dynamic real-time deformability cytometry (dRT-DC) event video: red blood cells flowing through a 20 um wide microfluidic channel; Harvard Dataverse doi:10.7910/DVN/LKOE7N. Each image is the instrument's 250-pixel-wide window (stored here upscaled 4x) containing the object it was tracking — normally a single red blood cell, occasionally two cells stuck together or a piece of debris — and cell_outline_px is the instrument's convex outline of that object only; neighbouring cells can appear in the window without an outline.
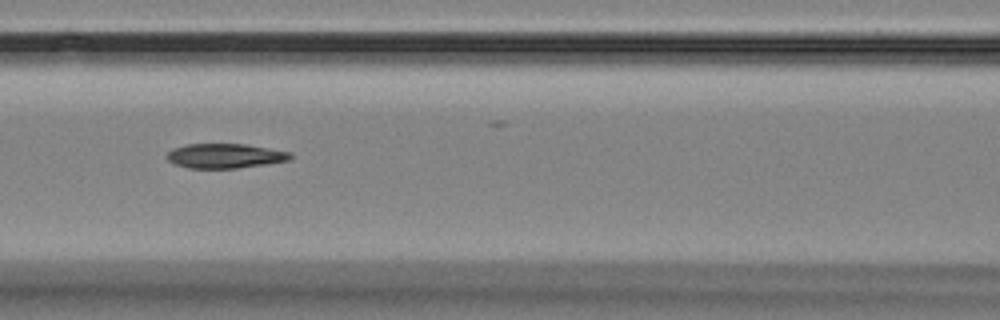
{"species": "Egyptian fruit bat (a non-hibernating species)", "species_latin": "Rousettus aegyptiacus", "temperature_condition": "room temperature", "stored_images_in_passage": 15, "camera_frame_rate_fps": 3000, "um_per_image_px": 0.085, "animal": {"sex": "female"}, "frame": {"image": 1, "passage_image": 7, "time_ms": 7.0, "image_size_px": [1000, 320], "cell_outline_px": [[292, 156], [288, 160], [264, 164], [236, 168], [188, 168], [172, 164], [164, 156], [172, 148], [188, 144], [244, 144], [292, 152]], "centroid_in_image_um": [19.06, 13.25], "position_along_channel_um": 147.5, "area_um2": 17.69}}
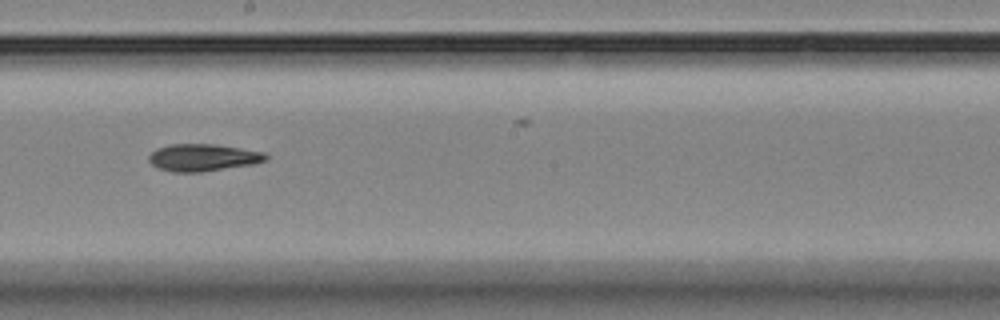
{"frame": {"image": 2, "passage_image": 9, "time_ms": 9.333, "image_size_px": [1000, 320], "cell_outline_px": [[268, 160], [256, 164], [200, 172], [172, 172], [160, 168], [152, 164], [148, 160], [148, 156], [156, 148], [172, 144], [216, 144], [264, 152], [268, 156]], "centroid_in_image_um": [17.28, 13.39], "position_along_channel_um": 230.9, "area_um2": 18.61}}
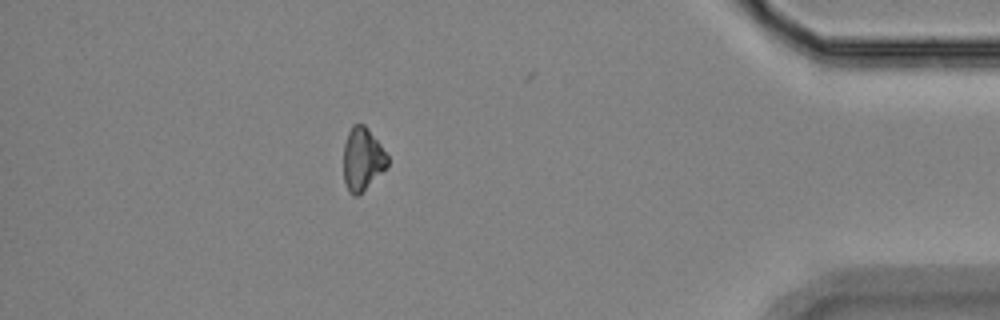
{"frame": {"image": 3, "passage_image": 14, "time_ms": 15.333, "image_size_px": [1000, 320], "cell_outline_px": [[388, 164], [356, 196], [352, 196], [348, 192], [344, 180], [344, 144], [348, 132], [352, 124], [364, 124], [380, 144], [388, 156]], "centroid_in_image_um": [30.77, 13.49], "position_along_channel_um": 404.4, "area_um2": 15.66}, "authors_computed_cell_mechanics": {"area_um2": 18.0914, "velocity_mm_per_s": 3.5984, "shape_relaxation_time_tau1_ms": 9.3175, "shape_relaxation_time_tau2_ms": null, "deformation_change_tau1": 0.18, "deformation_change_tau2": null}}